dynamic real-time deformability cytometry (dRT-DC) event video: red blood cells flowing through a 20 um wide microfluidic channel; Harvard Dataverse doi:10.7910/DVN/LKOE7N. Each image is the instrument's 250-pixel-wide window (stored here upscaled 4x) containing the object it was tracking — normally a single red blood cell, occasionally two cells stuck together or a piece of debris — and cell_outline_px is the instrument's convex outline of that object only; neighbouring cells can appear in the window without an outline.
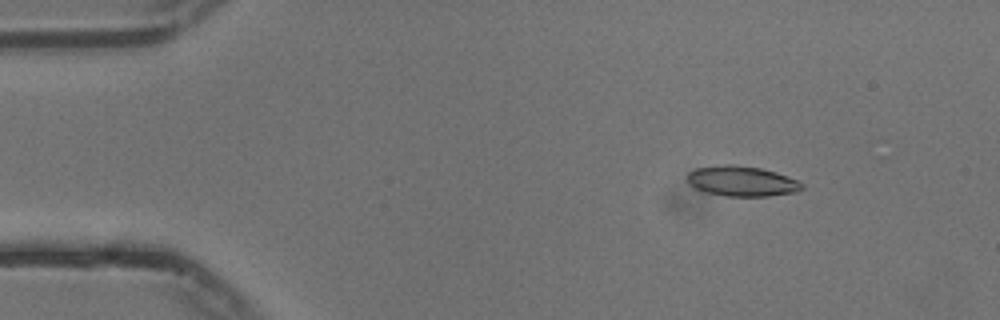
{"species": "common noctule bat (a hibernating species)", "species_latin": "Nyctalus noctula", "temperature_condition": "cold", "stored_images_in_passage": 22, "camera_frame_rate_fps": 3000, "um_per_image_px": 0.085, "animal": {"sex": "male", "body_mass_g": 13.3}, "frame": {"image": 1, "passage_image": 8, "time_ms": 2.333, "image_size_px": [1000, 320], "cell_outline_px": [[804, 188], [796, 192], [768, 196], [728, 196], [708, 192], [696, 188], [688, 184], [688, 172], [696, 168], [724, 164], [736, 164], [760, 168], [776, 172], [796, 180], [804, 184]], "centroid_in_image_um": [63.06, 15.39], "position_along_channel_um": 21.9, "area_um2": 20.11}}